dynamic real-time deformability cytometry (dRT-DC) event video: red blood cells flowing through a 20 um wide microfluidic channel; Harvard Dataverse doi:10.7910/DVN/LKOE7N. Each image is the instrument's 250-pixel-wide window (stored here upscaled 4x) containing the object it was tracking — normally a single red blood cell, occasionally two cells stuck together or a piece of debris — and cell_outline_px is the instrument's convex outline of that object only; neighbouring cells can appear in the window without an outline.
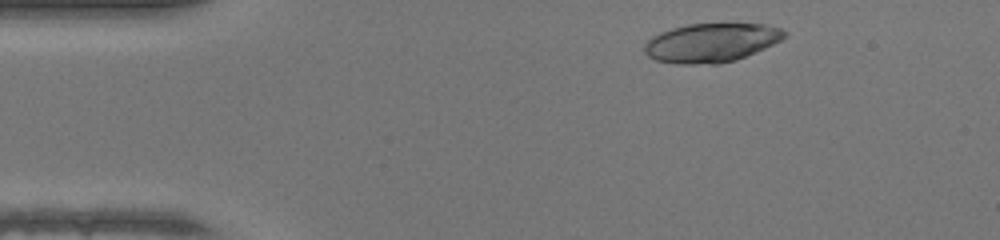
{"species": "human", "species_latin": "Homo sapiens", "temperature_condition": "warm", "stored_images_in_passage": 36, "camera_frame_rate_fps": 3000, "um_per_image_px": 0.085, "donor": {"sex": "female"}, "frame": {"image": 1, "passage_image": 3, "time_ms": 0.667, "image_size_px": [1000, 240], "cell_outline_px": [[788, 36], [764, 48], [736, 60], [720, 64], [676, 64], [656, 60], [648, 56], [644, 52], [644, 44], [652, 36], [660, 32], [672, 28], [688, 24], [764, 24], [780, 28], [788, 32]], "centroid_in_image_um": [60.44, 3.63], "position_along_channel_um": 24.6, "area_um2": 31.79}}
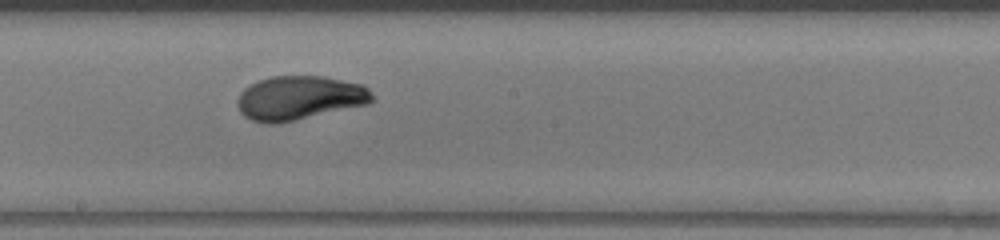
{"frame": {"image": 2, "passage_image": 22, "time_ms": 7.0, "image_size_px": [1000, 240], "cell_outline_px": [[376, 100], [368, 104], [280, 124], [268, 124], [252, 120], [244, 116], [240, 112], [236, 104], [236, 100], [240, 92], [244, 88], [260, 80], [272, 76], [324, 76], [364, 84], [372, 92]], "centroid_in_image_um": [25.48, 8.33], "position_along_channel_um": 222.7, "area_um2": 35.08}}
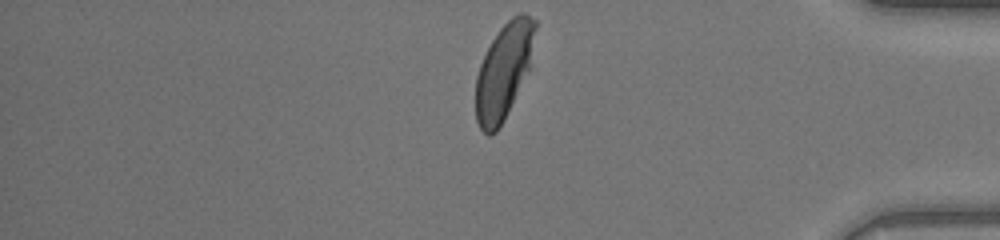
{"frame": {"image": 3, "passage_image": 36, "time_ms": 11.667, "image_size_px": [1000, 240], "cell_outline_px": [[536, 28], [528, 68], [496, 132], [488, 136], [480, 128], [476, 120], [476, 76], [480, 64], [492, 40], [500, 28], [512, 16], [520, 12], [524, 12], [536, 20]], "centroid_in_image_um": [42.79, 5.98], "position_along_channel_um": 392.4, "area_um2": 31.91}, "authors_computed_cell_mechanics": {"area_um2": 33.7841, "velocity_mm_per_s": 4.2743, "shape_relaxation_time_tau1_ms": 2.801, "shape_relaxation_time_tau2_ms": 0.6886, "deformation_change_tau1": 0.1854, "deformation_change_tau2": 0.0438}}